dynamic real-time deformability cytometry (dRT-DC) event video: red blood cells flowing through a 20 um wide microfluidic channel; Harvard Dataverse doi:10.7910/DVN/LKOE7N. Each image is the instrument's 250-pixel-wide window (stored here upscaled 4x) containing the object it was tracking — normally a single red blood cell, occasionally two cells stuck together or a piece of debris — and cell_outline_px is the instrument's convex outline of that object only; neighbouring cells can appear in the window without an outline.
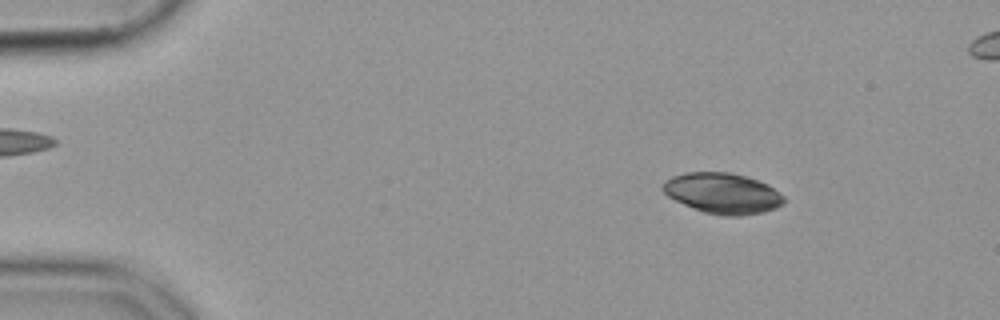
{"species": "common noctule bat (a hibernating species)", "species_latin": "Nyctalus noctula", "temperature_condition": "cold", "stored_images_in_passage": 54, "camera_frame_rate_fps": 3000, "um_per_image_px": 0.085, "animal": {"sex": "female", "body_mass_g": 19.9}, "frame": {"image": 1, "passage_image": 7, "time_ms": 2.0, "image_size_px": [1000, 320], "cell_outline_px": [[784, 204], [776, 208], [764, 212], [740, 216], [724, 216], [704, 212], [692, 208], [668, 196], [660, 188], [664, 180], [672, 176], [684, 172], [728, 172], [744, 176], [768, 184], [784, 196]], "centroid_in_image_um": [61.41, 16.43], "position_along_channel_um": 23.6, "area_um2": 28.78}}
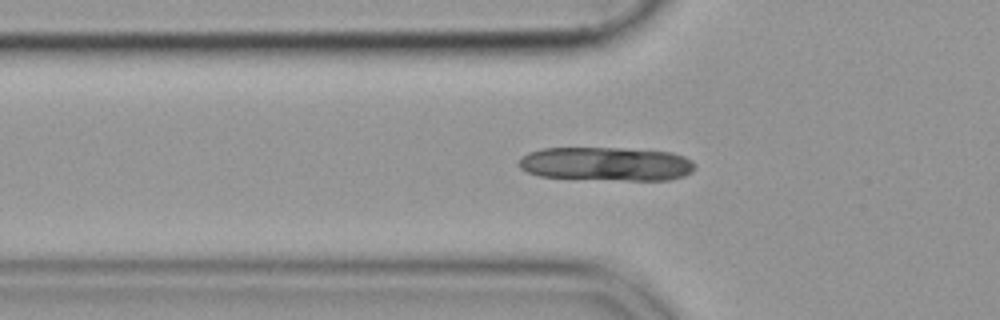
{"frame": {"image": 2, "passage_image": 18, "time_ms": 5.667, "image_size_px": [1000, 320], "cell_outline_px": [[696, 164], [692, 172], [684, 176], [668, 180], [624, 180], [540, 176], [528, 172], [520, 168], [516, 164], [520, 156], [528, 152], [540, 148], [624, 148], [672, 152], [684, 156]], "centroid_in_image_um": [51.52, 13.92], "position_along_channel_um": 74.3, "area_um2": 34.85}}